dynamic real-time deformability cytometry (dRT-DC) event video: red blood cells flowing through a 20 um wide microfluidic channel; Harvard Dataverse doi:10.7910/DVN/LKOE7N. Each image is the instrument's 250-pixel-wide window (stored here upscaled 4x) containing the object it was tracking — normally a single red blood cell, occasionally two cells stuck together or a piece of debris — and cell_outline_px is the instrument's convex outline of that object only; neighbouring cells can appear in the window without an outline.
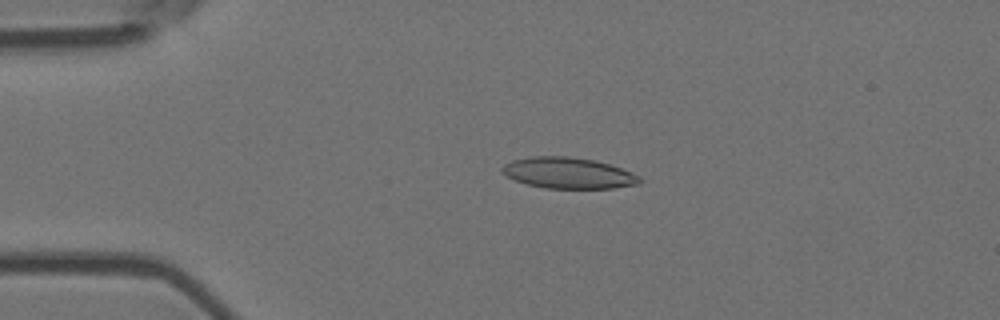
{"species": "Egyptian fruit bat (a non-hibernating species)", "species_latin": "Rousettus aegyptiacus", "temperature_condition": "room temperature", "stored_images_in_passage": 41, "camera_frame_rate_fps": 3000, "um_per_image_px": 0.085, "animal": {"sex": "female"}, "frame": {"image": 1, "passage_image": 5, "time_ms": 1.333, "image_size_px": [1000, 320], "cell_outline_px": [[644, 180], [640, 184], [612, 188], [544, 188], [528, 184], [516, 180], [500, 172], [500, 168], [504, 164], [512, 160], [532, 156], [568, 156], [592, 160], [608, 164], [632, 172], [640, 176]], "centroid_in_image_um": [48.31, 14.7], "position_along_channel_um": 36.7, "area_um2": 24.85}}
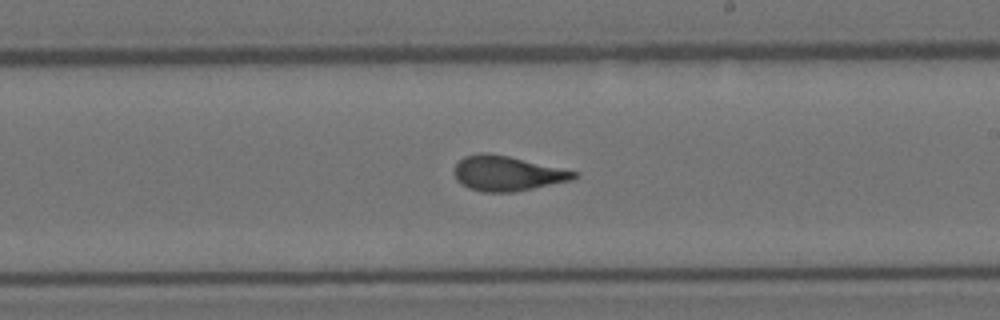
{"frame": {"image": 2, "passage_image": 25, "time_ms": 8.0, "image_size_px": [1000, 320], "cell_outline_px": [[580, 176], [572, 180], [512, 192], [484, 192], [468, 188], [460, 184], [456, 180], [452, 172], [452, 168], [464, 156], [480, 152], [488, 152], [508, 156], [580, 172]], "centroid_in_image_um": [43.08, 14.73], "position_along_channel_um": 245.9, "area_um2": 24.62}}
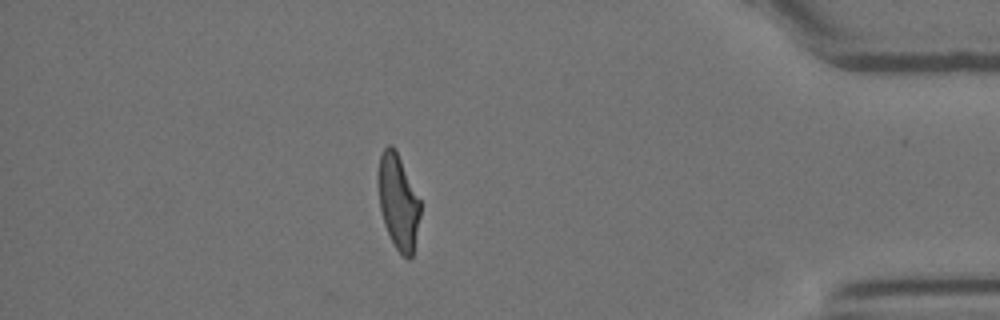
{"frame": {"image": 3, "passage_image": 41, "time_ms": 13.333, "image_size_px": [1000, 320], "cell_outline_px": [[420, 216], [412, 256], [408, 260], [396, 248], [384, 224], [380, 212], [376, 180], [380, 156], [384, 148], [388, 144], [392, 144], [396, 148], [420, 200]], "centroid_in_image_um": [33.82, 17.09], "position_along_channel_um": 401.4, "area_um2": 23.52}, "authors_computed_cell_mechanics": {"area_um2": 24.4494, "velocity_mm_per_s": 3.664, "shape_relaxation_time_tau1_ms": 7.2923, "shape_relaxation_time_tau2_ms": 1.1779, "deformation_change_tau1": 0.2062, "deformation_change_tau2": 0.096}}